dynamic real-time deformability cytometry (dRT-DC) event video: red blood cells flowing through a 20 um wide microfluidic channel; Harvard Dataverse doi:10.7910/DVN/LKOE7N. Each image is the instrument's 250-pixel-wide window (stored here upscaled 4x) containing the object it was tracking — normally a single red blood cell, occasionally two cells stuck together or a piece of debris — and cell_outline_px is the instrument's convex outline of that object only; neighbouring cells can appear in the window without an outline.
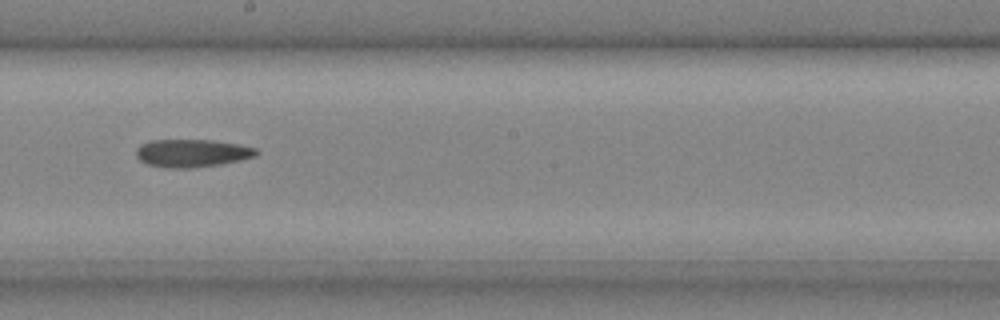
{"species": "common noctule bat (a hibernating species)", "species_latin": "Nyctalus noctula", "temperature_condition": "cold", "stored_images_in_passage": 27, "camera_frame_rate_fps": 3000, "um_per_image_px": 0.085, "animal": {"sex": "male", "body_mass_g": 20.4}, "frame": {"image": 1, "passage_image": 12, "time_ms": 3.667, "image_size_px": [1000, 320], "cell_outline_px": [[260, 152], [256, 156], [240, 160], [220, 164], [192, 168], [172, 168], [148, 164], [140, 160], [136, 156], [136, 148], [140, 144], [152, 140], [212, 140], [236, 144], [256, 148]], "centroid_in_image_um": [16.32, 13.01], "position_along_channel_um": 231.9, "area_um2": 19.42}}
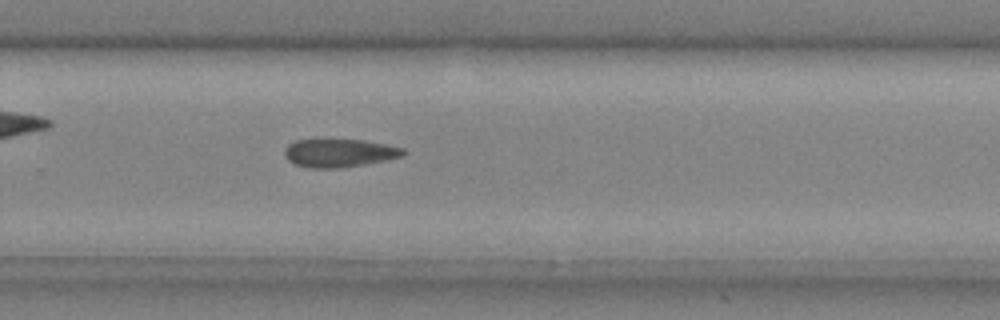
{"frame": {"image": 2, "passage_image": 16, "time_ms": 5.0, "image_size_px": [1000, 320], "cell_outline_px": [[408, 152], [404, 156], [388, 160], [340, 168], [308, 168], [296, 164], [288, 160], [284, 156], [284, 148], [288, 144], [296, 140], [364, 140], [404, 148]], "centroid_in_image_um": [28.86, 13.01], "position_along_channel_um": 300.9, "area_um2": 19.59}}
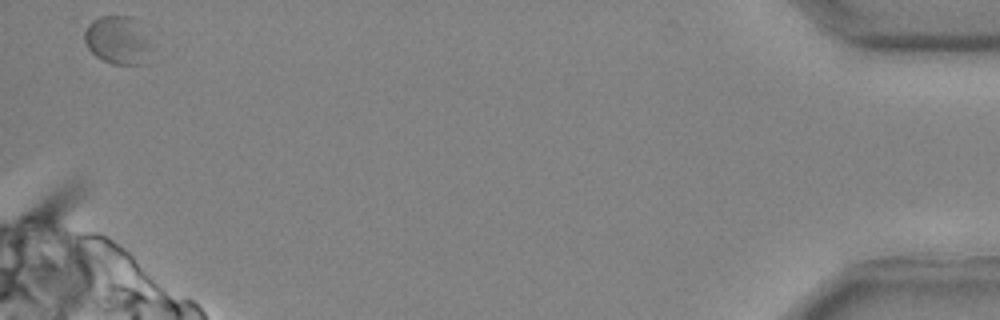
{"frame": {"image": 3, "passage_image": 27, "time_ms": 8.667, "image_size_px": [1000, 320], "cell_outline_px": [[148, 64], [112, 64], [96, 56], [88, 48], [84, 40], [84, 32], [88, 24], [92, 20], [100, 16], [128, 16], [148, 44]], "centroid_in_image_um": [9.9, 3.46], "position_along_channel_um": 425.3, "area_um2": 17.8}}